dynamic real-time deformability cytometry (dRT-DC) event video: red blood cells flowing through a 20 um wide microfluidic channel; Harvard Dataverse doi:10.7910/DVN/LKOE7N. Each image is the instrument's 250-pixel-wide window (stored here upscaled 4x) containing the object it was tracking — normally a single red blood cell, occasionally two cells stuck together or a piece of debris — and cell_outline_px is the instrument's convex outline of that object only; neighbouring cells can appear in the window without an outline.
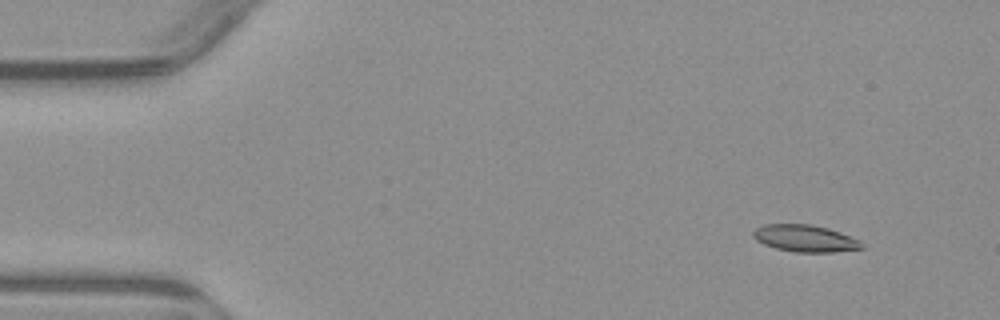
{"species": "common noctule bat (a hibernating species)", "species_latin": "Nyctalus noctula", "temperature_condition": "warm", "stored_images_in_passage": 5, "camera_frame_rate_fps": 3000, "um_per_image_px": 0.085, "animal": {"sex": "male", "body_mass_g": 23.1, "forearm_length_mm": 52.7}, "frame": {"image": 1, "passage_image": 5, "time_ms": 7.333, "image_size_px": [1000, 320], "cell_outline_px": [[864, 248], [832, 252], [796, 252], [776, 248], [764, 244], [756, 240], [752, 236], [752, 232], [756, 228], [764, 224], [812, 224], [828, 228], [840, 232], [860, 240]], "centroid_in_image_um": [68.42, 20.25], "position_along_channel_um": 16.6, "area_um2": 17.05}}